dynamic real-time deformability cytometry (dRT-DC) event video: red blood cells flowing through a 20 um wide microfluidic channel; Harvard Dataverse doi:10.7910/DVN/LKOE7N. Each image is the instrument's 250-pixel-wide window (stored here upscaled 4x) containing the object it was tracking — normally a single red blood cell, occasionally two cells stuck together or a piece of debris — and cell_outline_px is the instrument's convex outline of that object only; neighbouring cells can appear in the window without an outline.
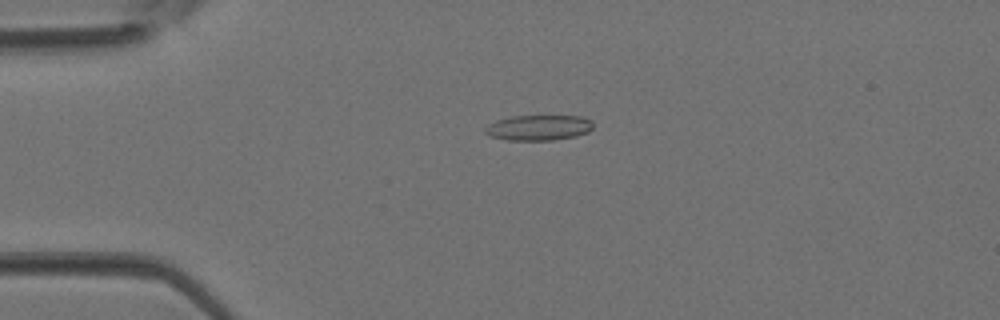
{"species": "Egyptian fruit bat (a non-hibernating species)", "species_latin": "Rousettus aegyptiacus", "temperature_condition": "room temperature", "stored_images_in_passage": 3, "camera_frame_rate_fps": 3000, "um_per_image_px": 0.085, "animal": {"sex": "female"}, "frame": {"image": 1, "passage_image": 2, "time_ms": 0.333, "image_size_px": [1000, 320], "cell_outline_px": [[592, 128], [588, 132], [576, 136], [552, 140], [508, 140], [488, 136], [484, 132], [484, 128], [488, 124], [496, 120], [512, 116], [580, 116], [592, 120]], "centroid_in_image_um": [45.75, 10.85], "position_along_channel_um": 39.2, "area_um2": 16.07}}